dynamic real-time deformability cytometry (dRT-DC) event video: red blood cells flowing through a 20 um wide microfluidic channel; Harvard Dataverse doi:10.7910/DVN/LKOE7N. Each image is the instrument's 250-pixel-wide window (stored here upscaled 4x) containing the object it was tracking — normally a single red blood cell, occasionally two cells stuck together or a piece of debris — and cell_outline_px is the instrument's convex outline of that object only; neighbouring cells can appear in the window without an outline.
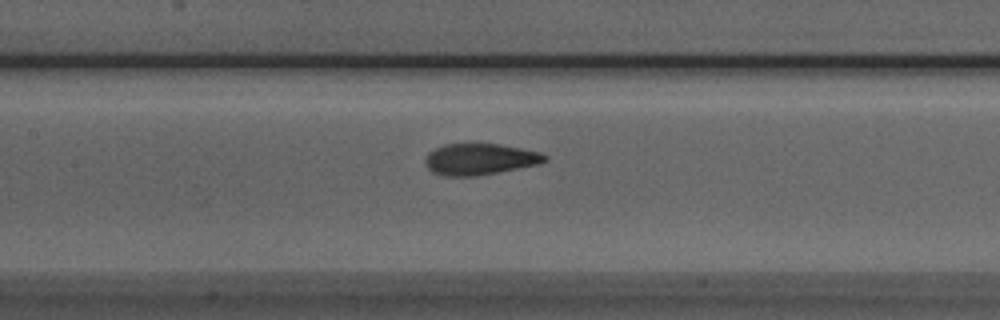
{"species": "Egyptian fruit bat (a non-hibernating species)", "species_latin": "Rousettus aegyptiacus", "temperature_condition": "room temperature", "stored_images_in_passage": 43, "camera_frame_rate_fps": 3000, "um_per_image_px": 0.085, "animal": {"sex": "male"}, "frame": {"image": 1, "passage_image": 14, "time_ms": 4.333, "image_size_px": [1000, 320], "cell_outline_px": [[548, 160], [540, 164], [476, 176], [444, 176], [432, 172], [424, 164], [424, 160], [428, 152], [444, 144], [500, 144], [540, 152], [548, 156]], "centroid_in_image_um": [40.78, 13.53], "position_along_channel_um": 166.6, "area_um2": 21.91}}
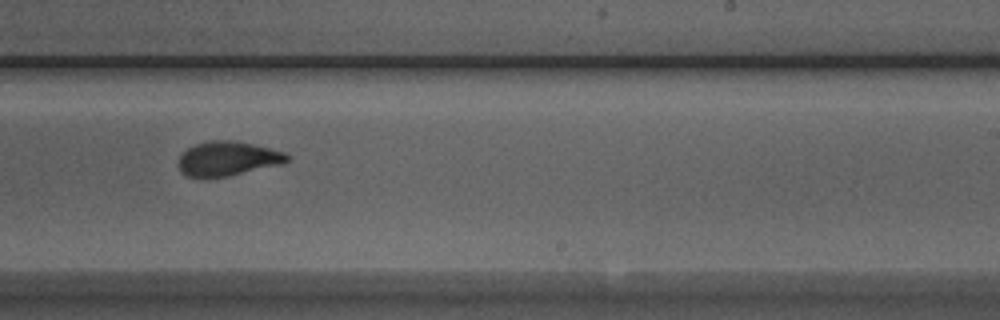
{"frame": {"image": 2, "passage_image": 22, "time_ms": 7.0, "image_size_px": [1000, 320], "cell_outline_px": [[292, 156], [284, 164], [228, 176], [188, 176], [180, 172], [176, 164], [180, 156], [188, 148], [196, 144], [212, 140], [236, 140], [284, 152]], "centroid_in_image_um": [19.37, 13.48], "position_along_channel_um": 269.6, "area_um2": 21.73}}
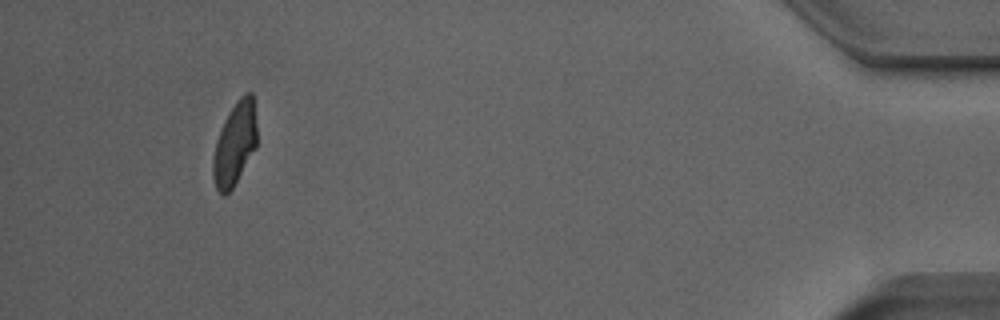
{"frame": {"image": 3, "passage_image": 39, "time_ms": 12.667, "image_size_px": [1000, 320], "cell_outline_px": [[256, 148], [232, 188], [224, 196], [216, 188], [212, 176], [212, 160], [216, 140], [224, 120], [228, 112], [236, 100], [244, 92], [252, 92], [256, 124]], "centroid_in_image_um": [19.94, 12.2], "position_along_channel_um": 415.3, "area_um2": 21.27}, "authors_computed_cell_mechanics": {"area_um2": 21.964, "velocity_mm_per_s": 3.878, "shape_relaxation_time_tau1_ms": 4.8039, "shape_relaxation_time_tau2_ms": 1.0225, "deformation_change_tau1": 0.1547, "deformation_change_tau2": 0.0723}}